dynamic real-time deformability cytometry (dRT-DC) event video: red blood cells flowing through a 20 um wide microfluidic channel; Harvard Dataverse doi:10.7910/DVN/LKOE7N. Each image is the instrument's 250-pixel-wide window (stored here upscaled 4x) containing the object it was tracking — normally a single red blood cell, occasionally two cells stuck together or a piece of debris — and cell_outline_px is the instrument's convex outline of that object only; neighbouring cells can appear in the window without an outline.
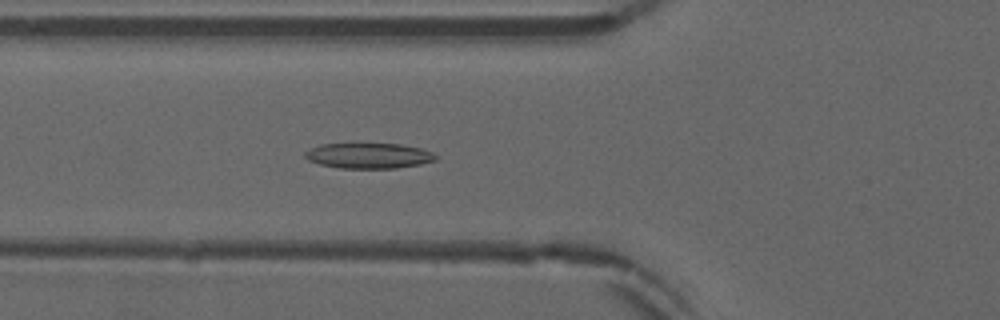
{"species": "common noctule bat (a hibernating species)", "species_latin": "Nyctalus noctula", "temperature_condition": "warm", "stored_images_in_passage": 39, "camera_frame_rate_fps": 3000, "um_per_image_px": 0.085, "animal": {"sex": "male", "forearm_length_mm": 52.5}, "frame": {"image": 1, "passage_image": 13, "time_ms": 4.0, "image_size_px": [1000, 320], "cell_outline_px": [[440, 156], [436, 160], [420, 164], [396, 168], [340, 168], [320, 164], [308, 160], [304, 156], [304, 152], [308, 148], [320, 144], [400, 144], [420, 148], [432, 152]], "centroid_in_image_um": [31.33, 13.23], "position_along_channel_um": 94.5, "area_um2": 19.42}}
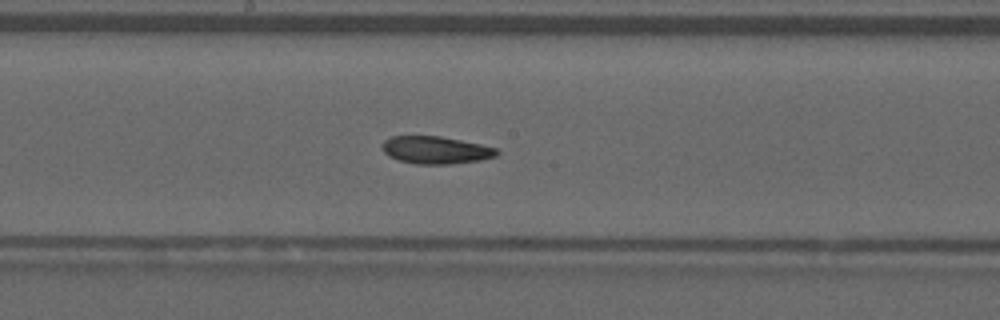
{"frame": {"image": 2, "passage_image": 22, "time_ms": 7.0, "image_size_px": [1000, 320], "cell_outline_px": [[500, 152], [496, 156], [480, 160], [448, 164], [416, 164], [400, 160], [388, 156], [384, 152], [384, 140], [392, 136], [440, 136], [480, 144], [496, 148]], "centroid_in_image_um": [37.05, 12.75], "position_along_channel_um": 211.1, "area_um2": 18.15}}
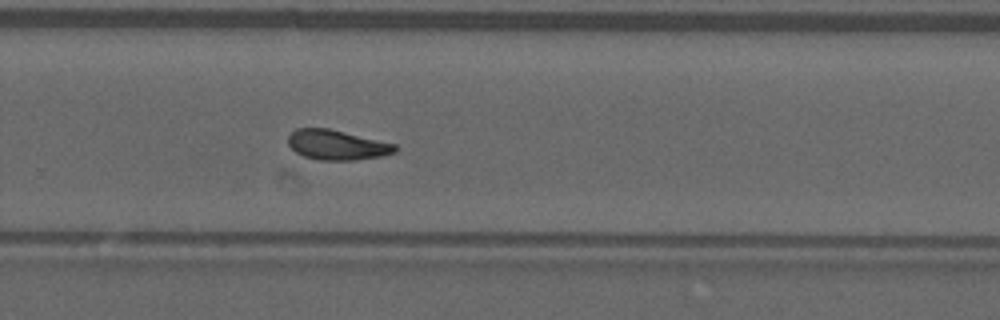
{"frame": {"image": 3, "passage_image": 29, "time_ms": 9.333, "image_size_px": [1000, 320], "cell_outline_px": [[400, 148], [396, 152], [380, 156], [356, 160], [320, 160], [304, 156], [296, 152], [288, 144], [288, 136], [296, 128], [328, 128], [396, 144]], "centroid_in_image_um": [28.66, 12.32], "position_along_channel_um": 301.1, "area_um2": 18.61}, "authors_computed_cell_mechanics": {"area_um2": 18.8428, "velocity_mm_per_s": 3.8751, "shape_relaxation_time_tau1_ms": null, "shape_relaxation_time_tau2_ms": 4.9964, "deformation_change_tau1": null, "deformation_change_tau2": 0.1347}}